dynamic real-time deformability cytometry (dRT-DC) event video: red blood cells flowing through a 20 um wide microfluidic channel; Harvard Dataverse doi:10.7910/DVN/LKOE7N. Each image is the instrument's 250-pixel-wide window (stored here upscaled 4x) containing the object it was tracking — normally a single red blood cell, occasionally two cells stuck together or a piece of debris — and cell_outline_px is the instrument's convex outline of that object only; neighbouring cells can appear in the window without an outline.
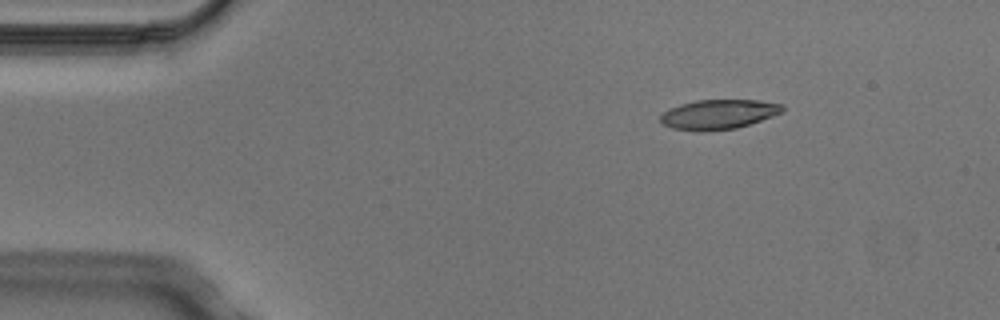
{"species": "Egyptian fruit bat (a non-hibernating species)", "species_latin": "Rousettus aegyptiacus", "temperature_condition": "cold", "stored_images_in_passage": 3, "camera_frame_rate_fps": 3000, "um_per_image_px": 0.085, "animal": {"sex": "male"}, "frame": {"image": 1, "passage_image": 1, "time_ms": 0.0, "image_size_px": [1000, 320], "cell_outline_px": [[784, 112], [736, 128], [704, 132], [696, 132], [672, 128], [664, 124], [660, 120], [660, 116], [664, 112], [680, 104], [696, 100], [756, 100], [784, 104]], "centroid_in_image_um": [61.08, 9.72], "position_along_channel_um": 23.9, "area_um2": 21.1}}